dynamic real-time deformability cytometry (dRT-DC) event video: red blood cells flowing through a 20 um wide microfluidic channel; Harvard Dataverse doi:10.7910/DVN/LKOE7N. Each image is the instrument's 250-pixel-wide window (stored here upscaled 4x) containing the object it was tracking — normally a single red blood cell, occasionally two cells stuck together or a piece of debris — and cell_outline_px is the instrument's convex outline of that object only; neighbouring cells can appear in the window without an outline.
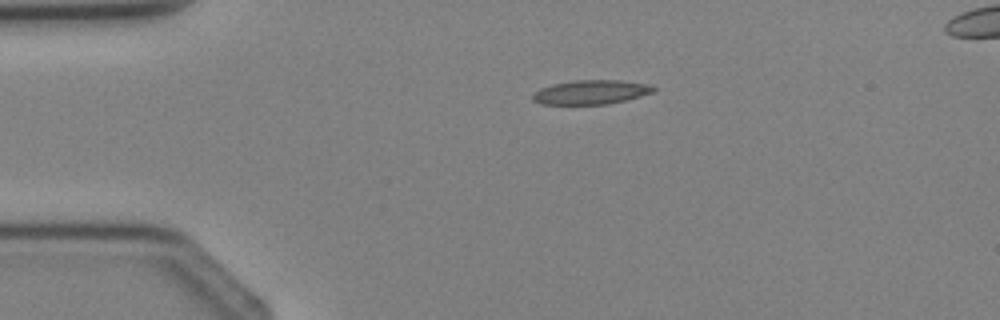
{"species": "Egyptian fruit bat (a non-hibernating species)", "species_latin": "Rousettus aegyptiacus", "temperature_condition": "cold", "stored_images_in_passage": 3, "segment_of_instrument_passage": [1, 2], "camera_frame_rate_fps": 3000, "um_per_image_px": 0.085, "animal": {"sex": "female"}, "frame": {"image": 1, "passage_image": 1, "time_ms": 0.0, "image_size_px": [1000, 320], "cell_outline_px": [[656, 88], [652, 92], [640, 96], [608, 104], [540, 104], [532, 100], [532, 92], [540, 88], [552, 84], [572, 80], [620, 80], [644, 84]], "centroid_in_image_um": [50.14, 7.83], "position_along_channel_um": 34.9, "area_um2": 16.94}}